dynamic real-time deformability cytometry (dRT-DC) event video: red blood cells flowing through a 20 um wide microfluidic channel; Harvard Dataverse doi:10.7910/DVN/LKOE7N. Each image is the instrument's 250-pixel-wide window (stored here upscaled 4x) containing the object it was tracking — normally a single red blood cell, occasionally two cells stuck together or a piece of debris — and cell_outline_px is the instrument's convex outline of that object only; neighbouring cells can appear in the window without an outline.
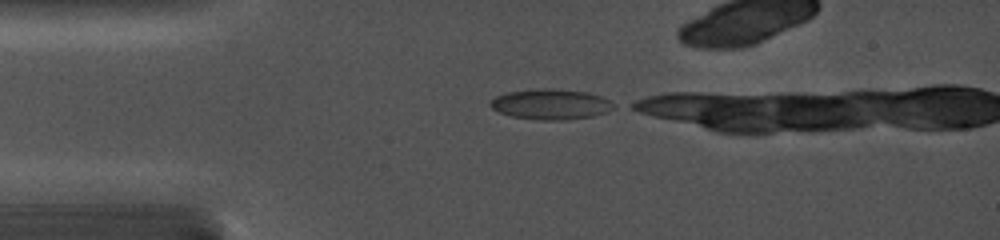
{"species": "common noctule bat (a hibernating species)", "species_latin": "Nyctalus noctula", "temperature_condition": "cold", "stored_images_in_passage": 7, "camera_frame_rate_fps": 5000, "um_per_image_px": 0.085, "animal": {"sex": "female", "body_mass_g": 19.0, "forearm_length_mm": 56.7}, "frame": {"image": 1, "passage_image": 1, "time_ms": 0.0, "image_size_px": [1000, 240], "cell_outline_px": [[616, 108], [608, 112], [592, 116], [560, 120], [540, 120], [512, 116], [500, 112], [492, 108], [488, 104], [496, 96], [508, 92], [540, 88], [552, 88], [588, 92], [600, 96], [616, 104]], "centroid_in_image_um": [46.85, 8.85], "position_along_channel_um": 38.1, "area_um2": 21.85}}
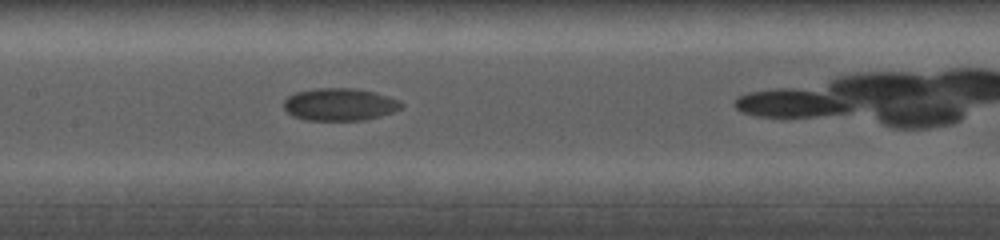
{"frame": {"image": 2, "passage_image": 6, "time_ms": 4.6, "image_size_px": [1000, 240], "cell_outline_px": [[404, 104], [400, 108], [392, 112], [380, 116], [364, 120], [304, 120], [292, 116], [284, 108], [284, 100], [288, 96], [296, 92], [316, 88], [352, 88], [376, 92], [400, 100]], "centroid_in_image_um": [28.87, 8.87], "position_along_channel_um": 178.5, "area_um2": 22.31}}
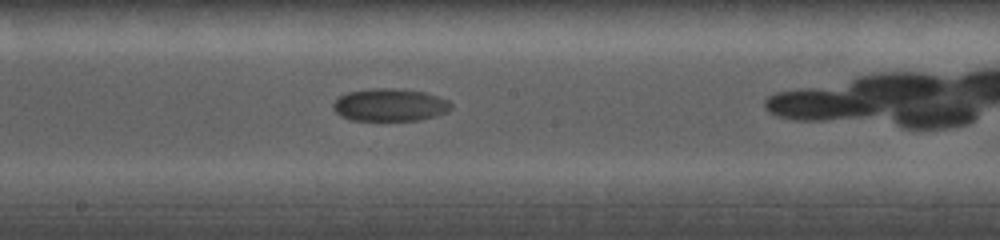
{"frame": {"image": 3, "passage_image": 7, "time_ms": 5.6, "image_size_px": [1000, 240], "cell_outline_px": [[452, 108], [448, 112], [436, 116], [420, 120], [352, 120], [340, 116], [332, 108], [332, 104], [340, 96], [348, 92], [372, 88], [396, 88], [424, 92], [448, 100], [452, 104]], "centroid_in_image_um": [33.15, 8.92], "position_along_channel_um": 215.1, "area_um2": 22.48}}